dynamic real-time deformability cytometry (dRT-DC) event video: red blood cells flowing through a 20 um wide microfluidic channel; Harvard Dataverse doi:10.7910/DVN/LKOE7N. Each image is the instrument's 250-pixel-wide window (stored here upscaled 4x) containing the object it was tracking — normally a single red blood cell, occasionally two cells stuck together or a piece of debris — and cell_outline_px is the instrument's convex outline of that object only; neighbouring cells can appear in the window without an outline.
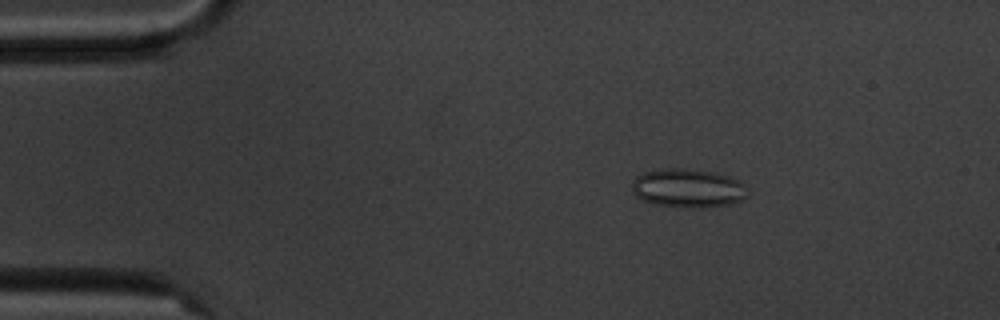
{"species": "common noctule bat (a hibernating species)", "species_latin": "Nyctalus noctula", "temperature_condition": "cold", "stored_images_in_passage": 5, "camera_frame_rate_fps": 3000, "um_per_image_px": 0.085, "animal": {"sex": "male", "body_mass_g": 20.1, "forearm_length_mm": 53.5}, "frame": {"image": 1, "passage_image": 3, "time_ms": 2.333, "image_size_px": [1000, 320], "cell_outline_px": [[748, 188], [744, 196], [740, 200], [728, 204], [704, 208], [680, 208], [652, 204], [640, 200], [632, 192], [632, 180], [636, 176], [644, 172], [660, 168], [684, 168], [712, 172], [728, 176], [740, 180]], "centroid_in_image_um": [58.41, 16.0], "position_along_channel_um": 26.6, "area_um2": 26.53}}